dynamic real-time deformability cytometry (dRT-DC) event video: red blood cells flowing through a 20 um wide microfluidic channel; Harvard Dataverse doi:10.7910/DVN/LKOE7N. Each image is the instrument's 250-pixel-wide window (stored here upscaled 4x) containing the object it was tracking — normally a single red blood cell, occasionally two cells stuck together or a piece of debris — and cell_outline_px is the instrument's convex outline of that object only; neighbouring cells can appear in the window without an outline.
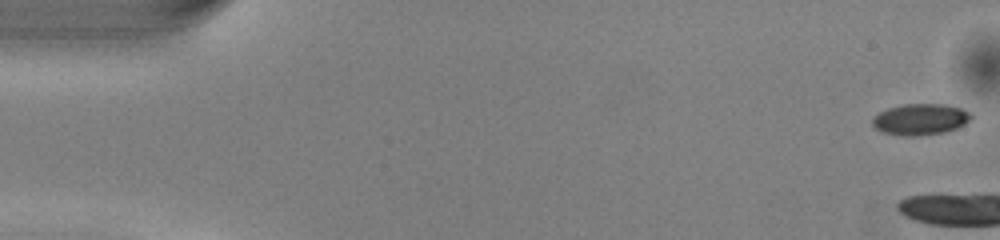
{"species": "common noctule bat (a hibernating species)", "species_latin": "Nyctalus noctula", "temperature_condition": "warm", "stored_images_in_passage": 12, "camera_frame_rate_fps": 3000, "um_per_image_px": 0.085, "animal": {"sex": "male", "body_mass_g": 13.0, "forearm_length_mm": 53.1}, "frame": {"image": 1, "passage_image": 1, "time_ms": 0.0, "image_size_px": [1000, 240], "cell_outline_px": [[972, 116], [964, 124], [956, 128], [944, 132], [912, 136], [904, 136], [884, 132], [876, 128], [872, 124], [872, 116], [888, 108], [904, 104], [944, 104], [960, 108], [968, 112]], "centroid_in_image_um": [78.19, 10.13], "position_along_channel_um": 6.8, "area_um2": 17.69}}